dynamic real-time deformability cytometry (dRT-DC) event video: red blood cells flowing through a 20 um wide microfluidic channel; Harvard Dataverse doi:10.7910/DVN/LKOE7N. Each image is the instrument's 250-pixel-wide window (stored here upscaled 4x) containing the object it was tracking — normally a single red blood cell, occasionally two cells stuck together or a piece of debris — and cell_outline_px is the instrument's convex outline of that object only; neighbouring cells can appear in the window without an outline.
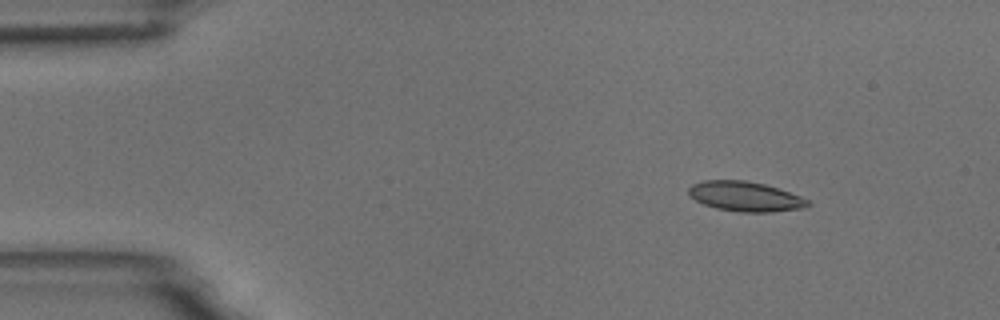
{"species": "common noctule bat (a hibernating species)", "species_latin": "Nyctalus noctula", "temperature_condition": "room temperature", "stored_images_in_passage": 6, "camera_frame_rate_fps": 3000, "um_per_image_px": 0.085, "animal": {"sex": "male", "body_mass_g": 18.8}, "frame": {"image": 1, "passage_image": 2, "time_ms": 1.0, "image_size_px": [1000, 320], "cell_outline_px": [[812, 204], [804, 208], [772, 212], [740, 212], [716, 208], [704, 204], [688, 196], [688, 188], [692, 184], [704, 180], [744, 180], [764, 184], [800, 196], [808, 200]], "centroid_in_image_um": [63.33, 16.7], "position_along_channel_um": 21.7, "area_um2": 20.69}}
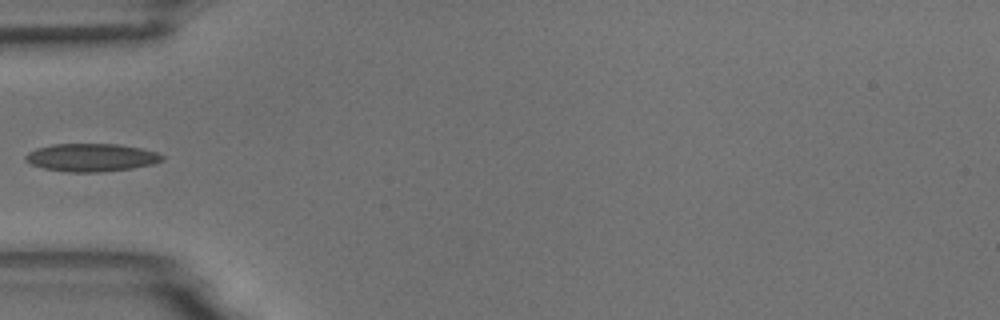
{"frame": {"image": 2, "passage_image": 5, "time_ms": 4.667, "image_size_px": [1000, 320], "cell_outline_px": [[164, 160], [152, 164], [132, 168], [100, 172], [64, 172], [44, 168], [32, 164], [24, 160], [24, 156], [28, 152], [36, 148], [52, 144], [116, 144], [140, 148], [156, 152], [164, 156]], "centroid_in_image_um": [7.73, 13.39], "position_along_channel_um": 77.3, "area_um2": 22.25}}